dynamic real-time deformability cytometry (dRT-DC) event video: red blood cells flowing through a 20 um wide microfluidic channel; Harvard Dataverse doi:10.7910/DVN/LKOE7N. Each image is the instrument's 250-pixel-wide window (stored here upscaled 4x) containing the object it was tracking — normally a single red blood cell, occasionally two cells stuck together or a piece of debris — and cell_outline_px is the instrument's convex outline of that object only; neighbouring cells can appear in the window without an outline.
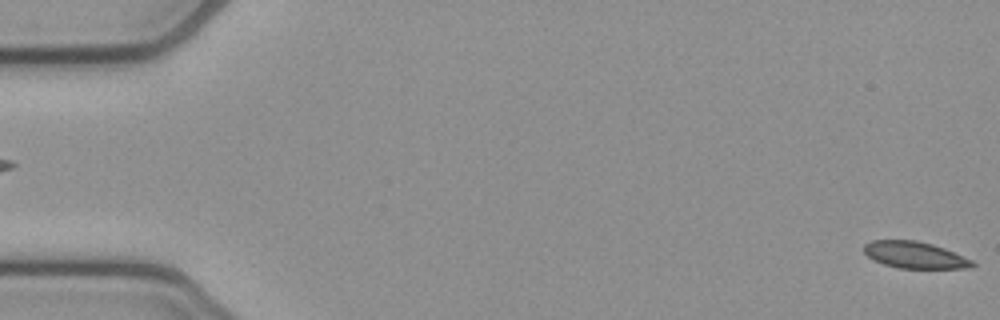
{"species": "common noctule bat (a hibernating species)", "species_latin": "Nyctalus noctula", "temperature_condition": "cold", "stored_images_in_passage": 55, "camera_frame_rate_fps": 3000, "um_per_image_px": 0.085, "animal": {"sex": "female", "body_mass_g": 21.9}, "frame": {"image": 1, "passage_image": 1, "time_ms": 0.0, "image_size_px": [1000, 320], "cell_outline_px": [[976, 264], [972, 268], [900, 268], [884, 264], [872, 260], [864, 252], [864, 244], [872, 240], [916, 240], [932, 244], [944, 248], [972, 260]], "centroid_in_image_um": [77.74, 21.67], "position_along_channel_um": 7.3, "area_um2": 16.82}}
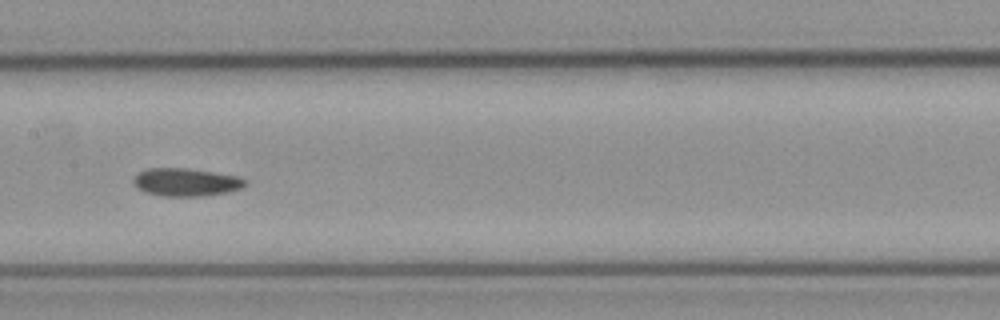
{"frame": {"image": 2, "passage_image": 27, "time_ms": 8.667, "image_size_px": [1000, 320], "cell_outline_px": [[248, 180], [244, 188], [228, 192], [200, 196], [160, 196], [144, 192], [136, 188], [132, 180], [140, 172], [148, 168], [188, 168], [236, 176]], "centroid_in_image_um": [15.81, 15.49], "position_along_channel_um": 191.6, "area_um2": 18.26}}
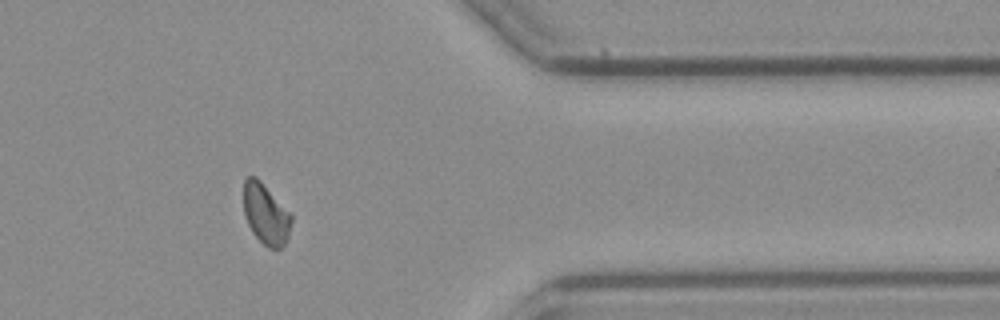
{"frame": {"image": 3, "passage_image": 44, "time_ms": 14.333, "image_size_px": [1000, 320], "cell_outline_px": [[292, 220], [288, 236], [284, 244], [280, 248], [268, 248], [252, 232], [248, 224], [244, 212], [244, 180], [248, 176], [256, 176], [260, 180], [292, 216]], "centroid_in_image_um": [22.58, 18.19], "position_along_channel_um": 388.8, "area_um2": 16.53}, "authors_computed_cell_mechanics": {"area_um2": 17.8602, "velocity_mm_per_s": 3.8404, "shape_relaxation_time_tau1_ms": null, "shape_relaxation_time_tau2_ms": 8.4564, "deformation_change_tau1": null, "deformation_change_tau2": 0.1096}}